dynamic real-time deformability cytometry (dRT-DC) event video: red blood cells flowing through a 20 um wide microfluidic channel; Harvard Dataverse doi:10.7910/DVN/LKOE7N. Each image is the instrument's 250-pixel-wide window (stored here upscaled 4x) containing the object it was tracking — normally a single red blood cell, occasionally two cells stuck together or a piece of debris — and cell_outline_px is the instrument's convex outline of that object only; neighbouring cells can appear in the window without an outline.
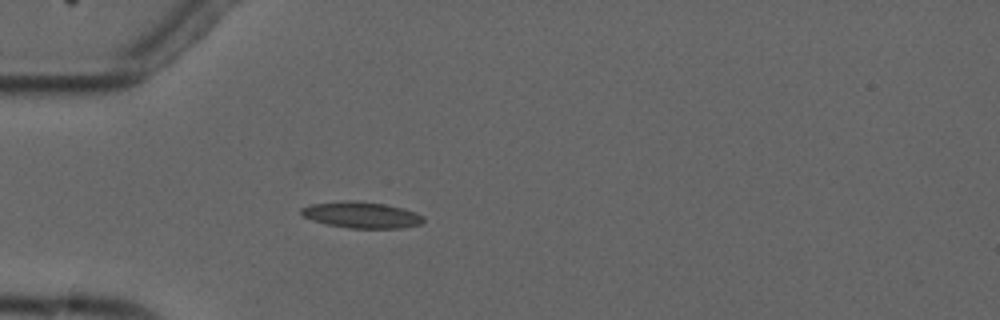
{"species": "common noctule bat (a hibernating species)", "species_latin": "Nyctalus noctula", "temperature_condition": "cold", "stored_images_in_passage": 2, "camera_frame_rate_fps": 3000, "um_per_image_px": 0.085, "animal": {"sex": "male", "forearm_length_mm": 52.5}, "frame": {"image": 1, "passage_image": 2, "time_ms": 1.0, "image_size_px": [1000, 320], "cell_outline_px": [[424, 220], [420, 224], [400, 228], [348, 228], [328, 224], [312, 220], [304, 216], [300, 212], [300, 208], [308, 204], [348, 200], [384, 204], [404, 208], [416, 212], [424, 216]], "centroid_in_image_um": [30.72, 18.26], "position_along_channel_um": 54.3, "area_um2": 18.67}}